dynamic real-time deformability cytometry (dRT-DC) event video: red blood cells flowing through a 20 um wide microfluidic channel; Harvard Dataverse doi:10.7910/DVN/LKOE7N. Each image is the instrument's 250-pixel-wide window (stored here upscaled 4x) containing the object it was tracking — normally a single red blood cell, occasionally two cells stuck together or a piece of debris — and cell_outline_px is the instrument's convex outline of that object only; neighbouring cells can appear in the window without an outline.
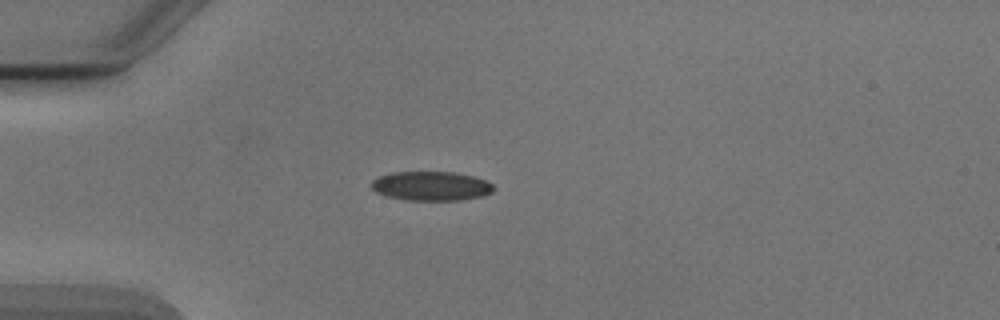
{"species": "Egyptian fruit bat (a non-hibernating species)", "species_latin": "Rousettus aegyptiacus", "temperature_condition": "cold", "stored_images_in_passage": 3, "camera_frame_rate_fps": 3000, "um_per_image_px": 0.085, "animal": {"sex": "male"}, "frame": {"image": 1, "passage_image": 2, "time_ms": 1.333, "image_size_px": [1000, 320], "cell_outline_px": [[492, 192], [484, 196], [460, 200], [408, 200], [388, 196], [376, 192], [372, 188], [372, 180], [380, 176], [392, 172], [452, 172], [472, 176], [488, 180], [492, 184]], "centroid_in_image_um": [36.67, 15.81], "position_along_channel_um": 48.3, "area_um2": 20.69}}